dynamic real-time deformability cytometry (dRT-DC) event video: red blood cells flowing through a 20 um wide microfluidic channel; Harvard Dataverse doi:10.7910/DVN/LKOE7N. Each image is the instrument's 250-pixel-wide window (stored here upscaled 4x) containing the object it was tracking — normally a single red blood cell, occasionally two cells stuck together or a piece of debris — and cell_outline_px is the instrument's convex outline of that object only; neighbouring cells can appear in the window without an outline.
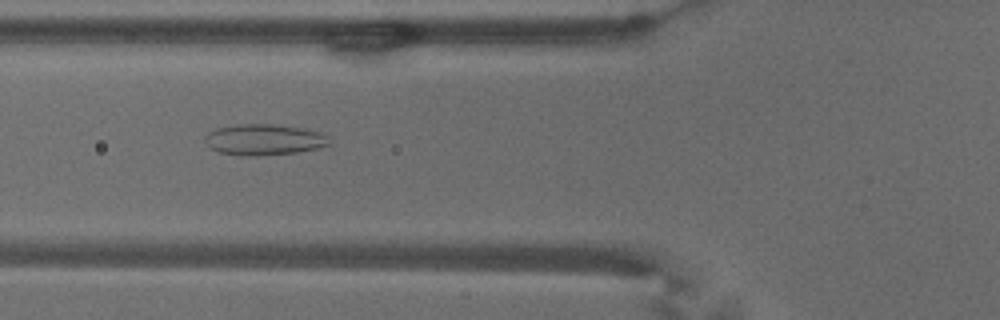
{"species": "common noctule bat (a hibernating species)", "species_latin": "Nyctalus noctula", "temperature_condition": "warm", "stored_images_in_passage": 55, "camera_frame_rate_fps": 3000, "um_per_image_px": 0.085, "animal": {"sex": "male", "body_mass_g": 18.8}, "frame": {"image": 1, "passage_image": 20, "time_ms": 6.333, "image_size_px": [1000, 320], "cell_outline_px": [[328, 144], [320, 148], [296, 152], [260, 156], [240, 156], [216, 152], [204, 140], [204, 136], [208, 132], [216, 128], [240, 124], [272, 124], [300, 128], [320, 132], [328, 136]], "centroid_in_image_um": [22.4, 11.88], "position_along_channel_um": 103.4, "area_um2": 22.48}}
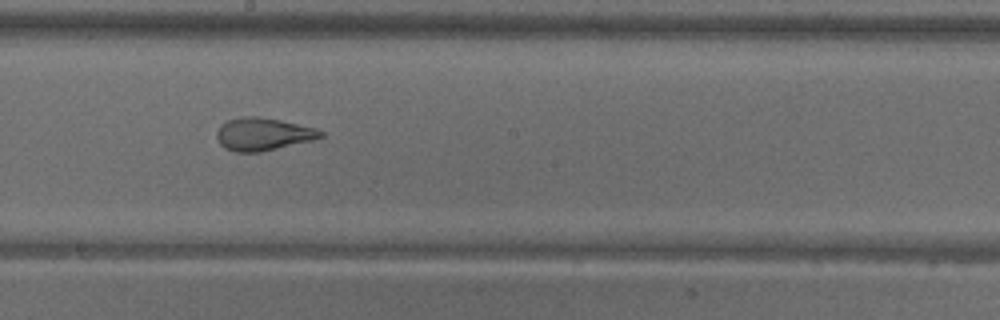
{"frame": {"image": 2, "passage_image": 30, "time_ms": 9.667, "image_size_px": [1000, 320], "cell_outline_px": [[324, 136], [312, 140], [260, 152], [236, 152], [224, 148], [220, 144], [216, 136], [216, 132], [228, 120], [240, 116], [256, 116], [280, 120], [316, 128], [324, 132]], "centroid_in_image_um": [22.36, 11.4], "position_along_channel_um": 225.8, "area_um2": 19.65}}
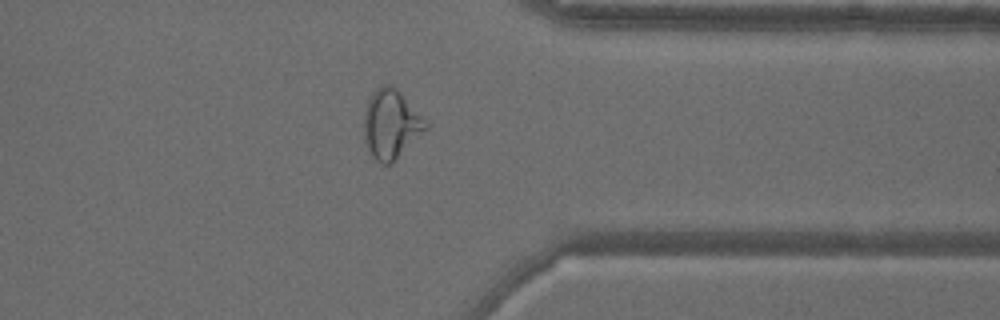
{"frame": {"image": 3, "passage_image": 43, "time_ms": 14.0, "image_size_px": [1000, 320], "cell_outline_px": [[428, 128], [392, 164], [380, 164], [372, 156], [368, 148], [364, 136], [364, 112], [368, 100], [372, 92], [380, 84], [392, 84], [400, 92], [428, 124]], "centroid_in_image_um": [33.21, 10.56], "position_along_channel_um": 378.2, "area_um2": 24.8}, "authors_computed_cell_mechanics": {"area_um2": 26.1834, "velocity_mm_per_s": 3.6588, "shape_relaxation_time_tau1_ms": null, "shape_relaxation_time_tau2_ms": 1.0568, "deformation_change_tau1": null, "deformation_change_tau2": 0.0914}}